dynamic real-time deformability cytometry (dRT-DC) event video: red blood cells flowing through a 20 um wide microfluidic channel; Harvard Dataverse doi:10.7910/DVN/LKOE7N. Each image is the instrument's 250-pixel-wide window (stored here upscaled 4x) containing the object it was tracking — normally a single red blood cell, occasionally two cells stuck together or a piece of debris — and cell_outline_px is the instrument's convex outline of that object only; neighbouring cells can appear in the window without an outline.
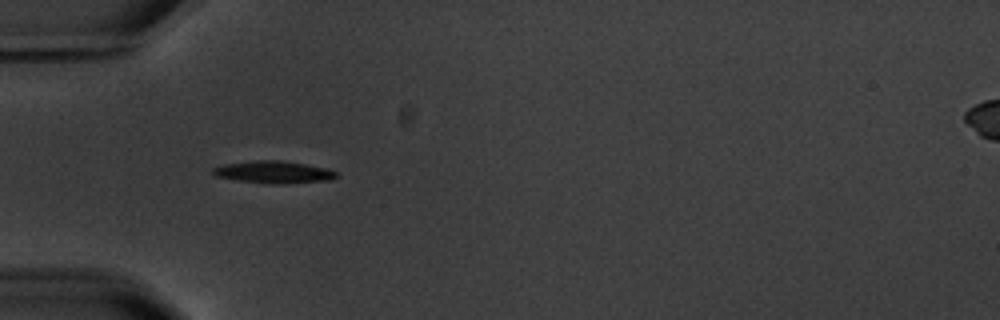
{"species": "common noctule bat (a hibernating species)", "species_latin": "Nyctalus noctula", "temperature_condition": "warm", "stored_images_in_passage": 2, "camera_frame_rate_fps": 3000, "um_per_image_px": 0.085, "animal": {"sex": "male", "body_mass_g": 20.1, "forearm_length_mm": 53.5}, "frame": {"image": 1, "passage_image": 1, "time_ms": 0.0, "image_size_px": [1000, 320], "cell_outline_px": [[336, 176], [328, 180], [280, 184], [276, 184], [240, 180], [216, 176], [212, 172], [212, 168], [224, 164], [256, 160], [280, 160], [304, 164], [324, 168], [336, 172]], "centroid_in_image_um": [23.22, 14.62], "position_along_channel_um": 61.8, "area_um2": 15.55}}
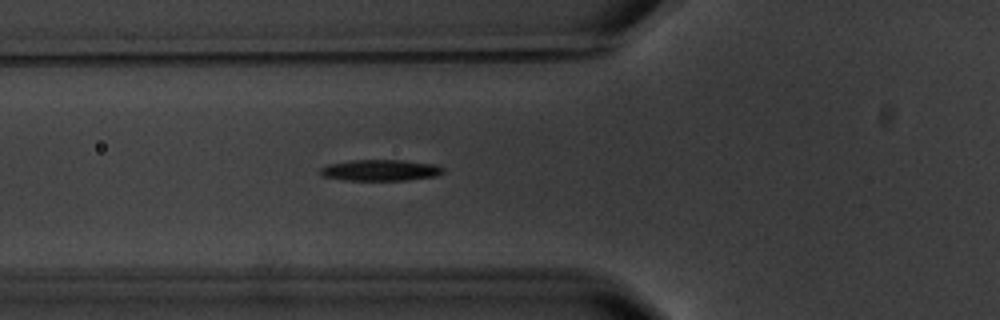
{"frame": {"image": 2, "passage_image": 2, "time_ms": 1.0, "image_size_px": [1000, 320], "cell_outline_px": [[444, 172], [436, 176], [408, 180], [344, 180], [320, 176], [320, 168], [328, 164], [352, 160], [404, 160], [432, 164], [444, 168]], "centroid_in_image_um": [32.31, 14.47], "position_along_channel_um": 93.5, "area_um2": 15.2}}